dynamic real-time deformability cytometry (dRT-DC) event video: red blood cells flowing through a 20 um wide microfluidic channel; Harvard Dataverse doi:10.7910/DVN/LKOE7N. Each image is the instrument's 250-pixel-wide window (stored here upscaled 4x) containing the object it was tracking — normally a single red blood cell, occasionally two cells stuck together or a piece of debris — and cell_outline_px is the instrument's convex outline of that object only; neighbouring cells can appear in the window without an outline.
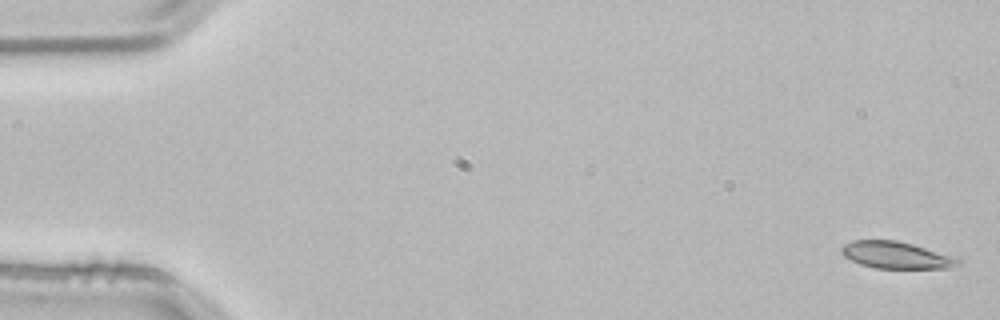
{"species": "common noctule bat (a hibernating species)", "species_latin": "Nyctalus noctula", "temperature_condition": "room temperature", "stored_images_in_passage": 4, "camera_frame_rate_fps": 3000, "um_per_image_px": 0.085, "animal": {"sex": "male", "body_mass_g": 21.5, "forearm_length_mm": 52.0}, "frame": {"image": 1, "passage_image": 1, "time_ms": 0.0, "image_size_px": [1000, 320], "cell_outline_px": [[964, 260], [960, 264], [948, 268], [876, 268], [860, 264], [844, 256], [840, 252], [840, 248], [844, 244], [852, 240], [896, 240], [960, 256]], "centroid_in_image_um": [76.26, 21.68], "position_along_channel_um": 8.7, "area_um2": 18.67}}